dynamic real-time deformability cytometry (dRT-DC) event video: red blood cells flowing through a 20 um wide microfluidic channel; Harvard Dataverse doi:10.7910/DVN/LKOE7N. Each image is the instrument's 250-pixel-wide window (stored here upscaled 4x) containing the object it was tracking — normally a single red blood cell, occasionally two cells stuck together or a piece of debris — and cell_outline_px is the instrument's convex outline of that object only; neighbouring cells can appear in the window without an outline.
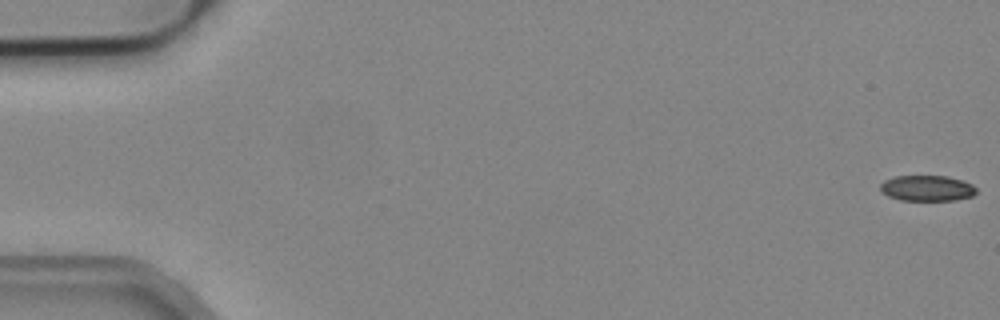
{"species": "common noctule bat (a hibernating species)", "species_latin": "Nyctalus noctula", "temperature_condition": "cold", "stored_images_in_passage": 8, "camera_frame_rate_fps": 3000, "um_per_image_px": 0.085, "animal": {"sex": "male", "body_mass_g": 19.2, "forearm_length_mm": 51.8}, "frame": {"image": 1, "passage_image": 1, "time_ms": 0.0, "image_size_px": [1000, 320], "cell_outline_px": [[976, 192], [972, 196], [956, 200], [900, 200], [888, 196], [880, 192], [880, 184], [884, 180], [896, 176], [948, 176], [964, 180], [972, 184], [976, 188]], "centroid_in_image_um": [78.79, 15.99], "position_along_channel_um": 6.2, "area_um2": 14.51}}